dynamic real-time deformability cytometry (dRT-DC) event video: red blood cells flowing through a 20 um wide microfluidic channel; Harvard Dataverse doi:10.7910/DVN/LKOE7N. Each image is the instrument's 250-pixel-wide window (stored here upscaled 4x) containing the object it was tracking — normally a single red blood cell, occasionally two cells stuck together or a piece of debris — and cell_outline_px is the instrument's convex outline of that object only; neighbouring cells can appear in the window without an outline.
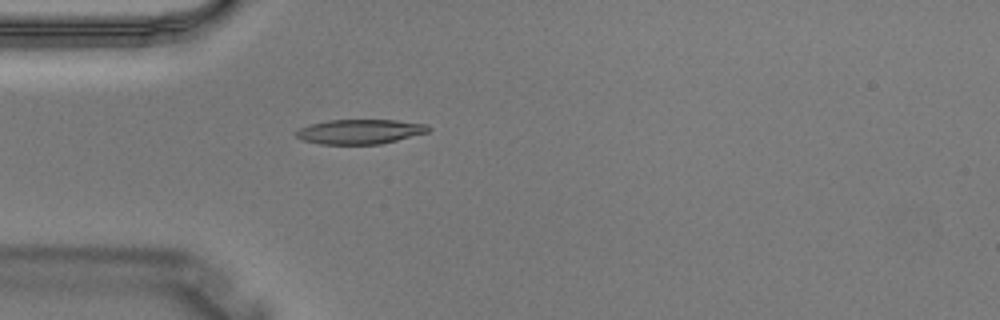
{"species": "Egyptian fruit bat (a non-hibernating species)", "species_latin": "Rousettus aegyptiacus", "temperature_condition": "warm", "stored_images_in_passage": 3, "camera_frame_rate_fps": 3000, "um_per_image_px": 0.085, "animal": {"sex": "male"}, "frame": {"image": 1, "passage_image": 3, "time_ms": 0.667, "image_size_px": [1000, 320], "cell_outline_px": [[432, 128], [428, 132], [380, 144], [320, 144], [304, 140], [296, 136], [296, 132], [300, 128], [308, 124], [328, 120], [396, 120], [428, 124]], "centroid_in_image_um": [30.61, 11.18], "position_along_channel_um": 54.4, "area_um2": 18.96}}